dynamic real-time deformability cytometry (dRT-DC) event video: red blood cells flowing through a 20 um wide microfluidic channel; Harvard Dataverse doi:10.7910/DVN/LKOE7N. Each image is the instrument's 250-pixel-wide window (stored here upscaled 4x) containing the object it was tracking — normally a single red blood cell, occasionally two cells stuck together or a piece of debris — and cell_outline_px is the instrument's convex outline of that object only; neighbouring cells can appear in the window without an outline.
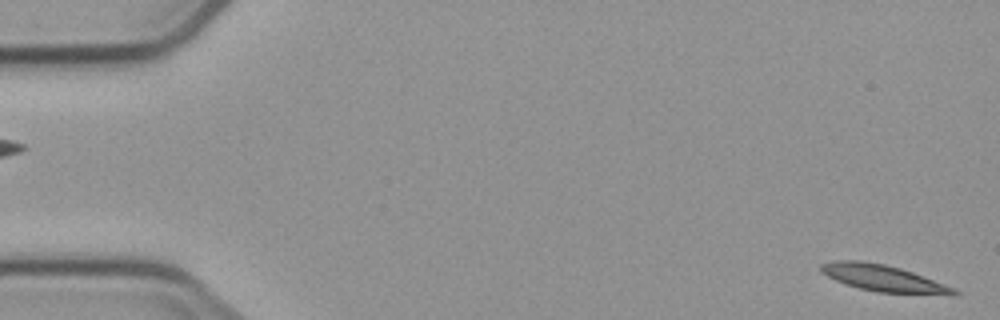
{"species": "common noctule bat (a hibernating species)", "species_latin": "Nyctalus noctula", "temperature_condition": "cold", "stored_images_in_passage": 6, "segment_of_instrument_passage": [2, 2], "camera_frame_rate_fps": 3000, "um_per_image_px": 0.085, "animal": {"sex": "male", "body_mass_g": 23.1, "forearm_length_mm": 52.7}, "frame": {"image": 1, "passage_image": 6, "time_ms": 7.0, "image_size_px": [1000, 320], "cell_outline_px": [[960, 292], [956, 296], [876, 292], [860, 288], [836, 280], [820, 272], [820, 264], [832, 260], [860, 260], [884, 264], [900, 268], [912, 272], [956, 288]], "centroid_in_image_um": [75.14, 23.66], "position_along_channel_um": 9.9, "area_um2": 20.81}}